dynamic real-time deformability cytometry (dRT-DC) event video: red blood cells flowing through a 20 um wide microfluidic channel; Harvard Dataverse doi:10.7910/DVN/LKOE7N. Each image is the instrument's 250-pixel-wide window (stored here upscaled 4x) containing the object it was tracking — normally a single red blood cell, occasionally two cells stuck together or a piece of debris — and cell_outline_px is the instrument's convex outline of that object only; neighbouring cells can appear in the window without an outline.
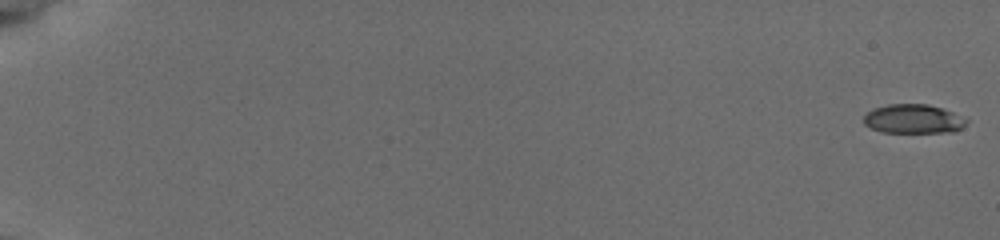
{"species": "common noctule bat (a hibernating species)", "species_latin": "Nyctalus noctula", "temperature_condition": "cold", "stored_images_in_passage": 57, "camera_frame_rate_fps": 3000, "um_per_image_px": 0.085, "animal": {"sex": "female", "body_mass_g": 19.5, "forearm_length_mm": 54.1}, "frame": {"image": 1, "passage_image": 1, "time_ms": 0.0, "image_size_px": [1000, 240], "cell_outline_px": [[968, 120], [960, 128], [952, 132], [884, 132], [872, 128], [864, 124], [864, 116], [872, 108], [888, 104], [928, 104], [952, 112]], "centroid_in_image_um": [77.59, 10.1], "position_along_channel_um": 7.4, "area_um2": 17.17}}
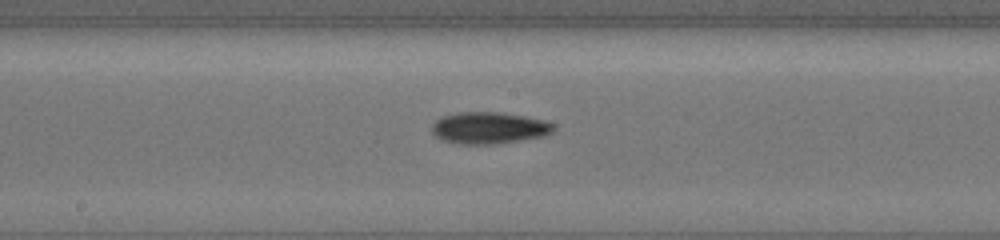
{"frame": {"image": 2, "passage_image": 33, "time_ms": 10.667, "image_size_px": [1000, 240], "cell_outline_px": [[556, 128], [552, 132], [544, 136], [492, 144], [460, 144], [444, 140], [436, 136], [432, 132], [432, 124], [436, 120], [444, 116], [460, 112], [500, 112], [524, 116], [544, 120], [552, 124]], "centroid_in_image_um": [41.57, 10.87], "position_along_channel_um": 206.6, "area_um2": 22.25}}
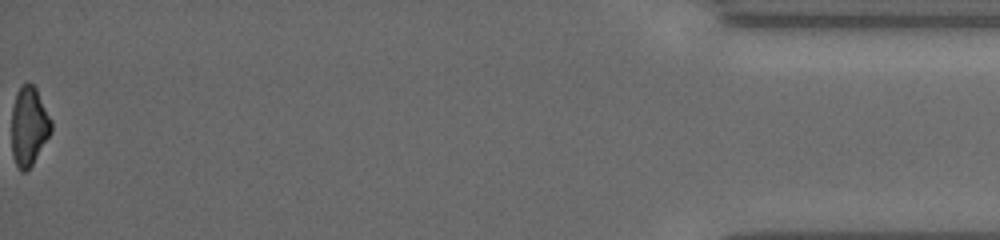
{"frame": {"image": 3, "passage_image": 57, "time_ms": 18.667, "image_size_px": [1000, 240], "cell_outline_px": [[52, 132], [32, 164], [24, 172], [20, 172], [12, 156], [12, 108], [16, 92], [24, 84], [32, 84], [36, 88], [52, 120]], "centroid_in_image_um": [2.46, 10.74], "position_along_channel_um": 432.7, "area_um2": 18.21}, "authors_computed_cell_mechanics": {"area_um2": 19.5942, "velocity_mm_per_s": 3.8381, "shape_relaxation_time_tau1_ms": 2.2769, "shape_relaxation_time_tau2_ms": null, "deformation_change_tau1": 0.1228, "deformation_change_tau2": null}}